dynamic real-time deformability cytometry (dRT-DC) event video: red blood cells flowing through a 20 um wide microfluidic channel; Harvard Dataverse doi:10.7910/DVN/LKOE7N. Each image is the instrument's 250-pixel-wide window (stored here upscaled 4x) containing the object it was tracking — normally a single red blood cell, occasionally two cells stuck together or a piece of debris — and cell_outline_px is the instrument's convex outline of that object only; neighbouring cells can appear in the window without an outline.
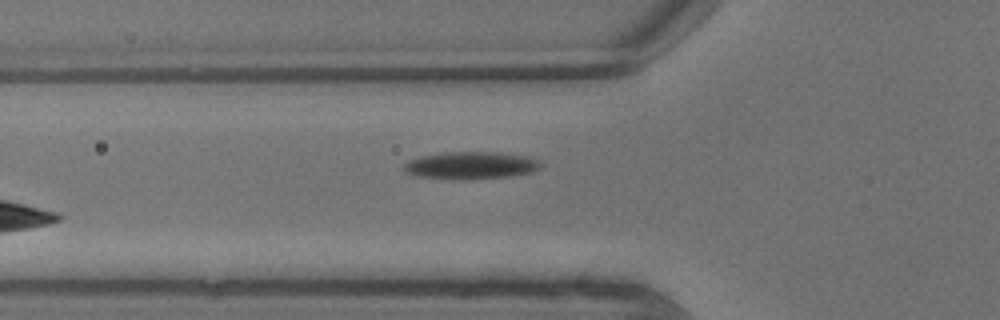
{"species": "common noctule bat (a hibernating species)", "species_latin": "Nyctalus noctula", "temperature_condition": "warm", "stored_images_in_passage": 4, "camera_frame_rate_fps": 3000, "um_per_image_px": 0.085, "animal": {"sex": "male", "body_mass_g": 13.3}, "frame": {"image": 1, "passage_image": 4, "time_ms": 1.0, "image_size_px": [1000, 320], "cell_outline_px": [[544, 164], [540, 168], [532, 172], [512, 176], [472, 180], [456, 180], [412, 176], [404, 172], [404, 164], [408, 160], [420, 156], [444, 152], [500, 152], [528, 156], [540, 160]], "centroid_in_image_um": [40.03, 14.07], "position_along_channel_um": 85.8, "area_um2": 22.54}}